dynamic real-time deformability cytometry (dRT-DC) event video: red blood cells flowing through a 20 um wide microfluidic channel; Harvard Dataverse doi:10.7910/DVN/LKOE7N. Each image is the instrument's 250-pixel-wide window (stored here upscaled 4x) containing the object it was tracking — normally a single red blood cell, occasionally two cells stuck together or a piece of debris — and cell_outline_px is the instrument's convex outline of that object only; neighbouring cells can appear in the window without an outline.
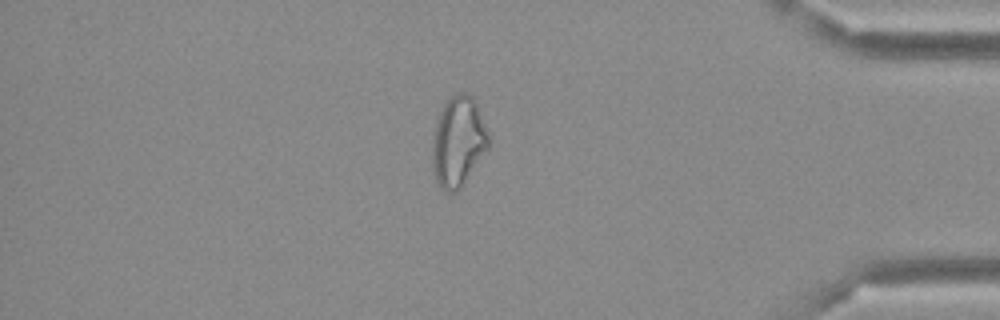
{"species": "Egyptian fruit bat (a non-hibernating species)", "species_latin": "Rousettus aegyptiacus", "temperature_condition": "cold", "stored_images_in_passage": 47, "camera_frame_rate_fps": 3000, "um_per_image_px": 0.085, "frame": {"image": 1, "passage_image": 40, "time_ms": 13.0, "image_size_px": [1000, 320], "cell_outline_px": [[488, 148], [460, 188], [456, 192], [444, 192], [436, 184], [432, 168], [432, 136], [436, 120], [444, 100], [456, 92], [464, 92], [472, 96], [476, 104], [484, 124], [488, 136]], "centroid_in_image_um": [38.88, 12.03], "position_along_channel_um": 396.3, "area_um2": 29.71}}